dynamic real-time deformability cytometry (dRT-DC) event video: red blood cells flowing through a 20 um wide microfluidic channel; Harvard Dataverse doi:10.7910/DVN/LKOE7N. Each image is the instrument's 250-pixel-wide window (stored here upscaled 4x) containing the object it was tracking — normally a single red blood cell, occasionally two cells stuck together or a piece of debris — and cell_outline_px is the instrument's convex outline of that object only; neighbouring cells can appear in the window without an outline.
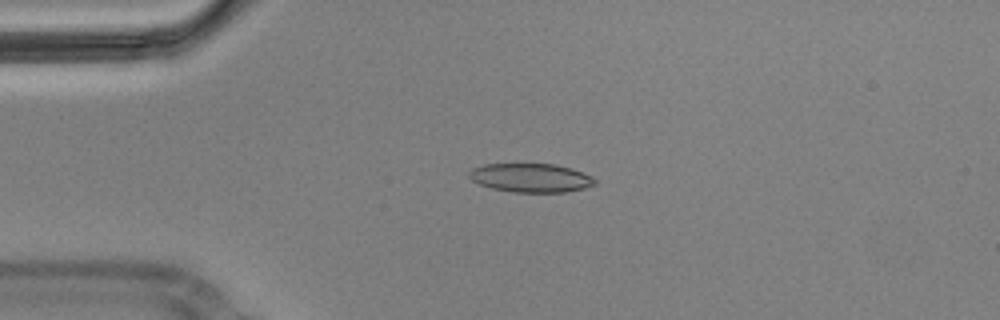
{"species": "Egyptian fruit bat (a non-hibernating species)", "species_latin": "Rousettus aegyptiacus", "temperature_condition": "cold", "stored_images_in_passage": 3, "camera_frame_rate_fps": 3000, "um_per_image_px": 0.085, "animal": {"sex": "male"}, "frame": {"image": 1, "passage_image": 1, "time_ms": 0.0, "image_size_px": [1000, 320], "cell_outline_px": [[596, 184], [584, 188], [564, 192], [512, 192], [492, 188], [480, 184], [472, 180], [468, 176], [468, 172], [472, 168], [484, 164], [556, 164], [572, 168], [584, 172], [592, 176], [596, 180]], "centroid_in_image_um": [45.13, 15.11], "position_along_channel_um": 39.9, "area_um2": 21.21}}